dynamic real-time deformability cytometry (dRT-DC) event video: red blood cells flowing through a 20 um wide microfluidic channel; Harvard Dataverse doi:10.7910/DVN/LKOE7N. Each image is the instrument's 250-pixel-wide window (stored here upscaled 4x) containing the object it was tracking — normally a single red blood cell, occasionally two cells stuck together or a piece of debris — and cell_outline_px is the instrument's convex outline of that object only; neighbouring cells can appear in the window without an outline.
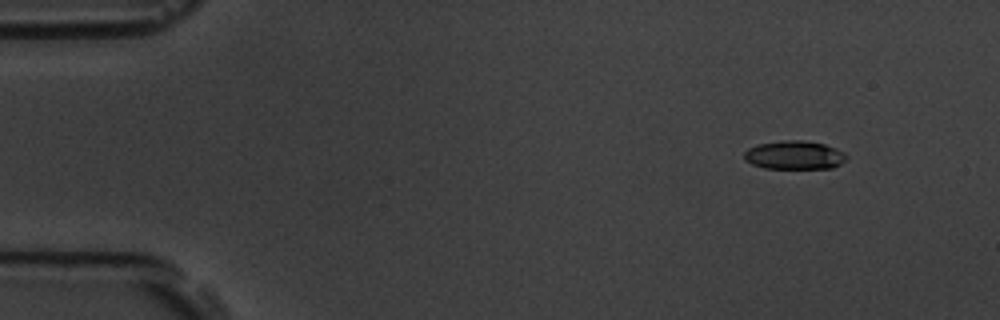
{"species": "common noctule bat (a hibernating species)", "species_latin": "Nyctalus noctula", "temperature_condition": "room temperature", "stored_images_in_passage": 10, "camera_frame_rate_fps": 3000, "um_per_image_px": 0.085, "animal": {"sex": "male", "body_mass_g": 19.5, "forearm_length_mm": 54.6}, "frame": {"image": 1, "passage_image": 1, "time_ms": 0.0, "image_size_px": [1000, 320], "cell_outline_px": [[848, 160], [832, 168], [764, 168], [752, 164], [744, 160], [744, 152], [748, 148], [756, 144], [780, 140], [804, 140], [824, 144], [836, 148], [844, 152], [848, 156]], "centroid_in_image_um": [67.53, 13.17], "position_along_channel_um": 17.5, "area_um2": 17.28}}
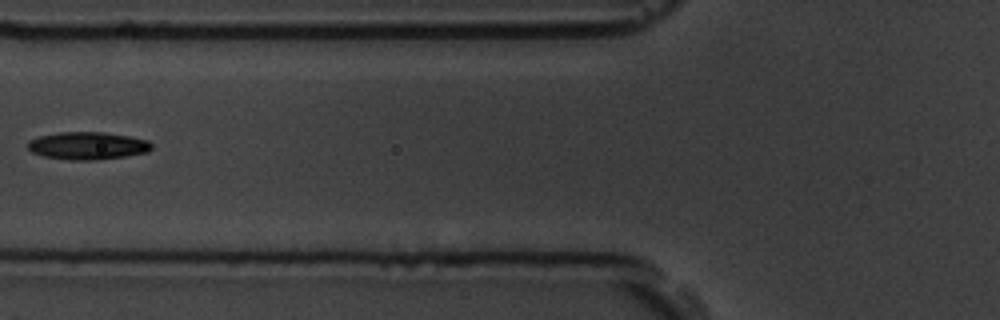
{"frame": {"image": 2, "passage_image": 6, "time_ms": 5.667, "image_size_px": [1000, 320], "cell_outline_px": [[152, 148], [148, 152], [124, 156], [92, 160], [72, 160], [44, 156], [32, 152], [28, 148], [28, 140], [40, 136], [60, 132], [104, 132], [128, 136], [148, 140], [152, 144]], "centroid_in_image_um": [7.45, 12.38], "position_along_channel_um": 118.3, "area_um2": 19.77}}
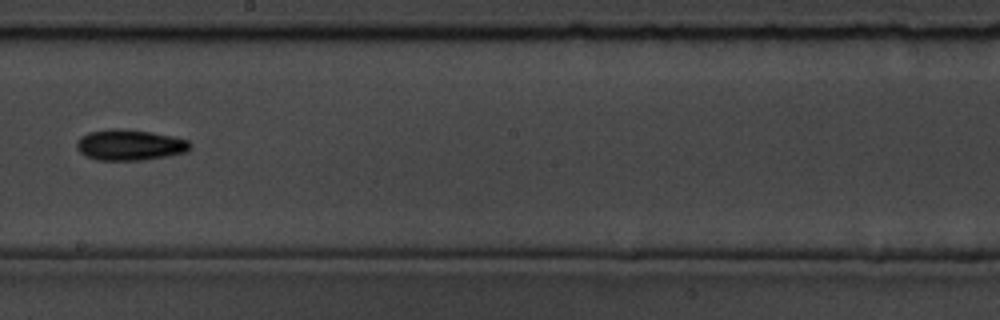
{"frame": {"image": 3, "passage_image": 9, "time_ms": 9.0, "image_size_px": [1000, 320], "cell_outline_px": [[192, 148], [188, 152], [168, 156], [144, 160], [96, 160], [84, 156], [76, 148], [76, 144], [80, 136], [88, 132], [112, 128], [116, 128], [152, 132], [172, 136], [188, 140], [192, 144]], "centroid_in_image_um": [11.04, 12.32], "position_along_channel_um": 237.2, "area_um2": 20.69}}